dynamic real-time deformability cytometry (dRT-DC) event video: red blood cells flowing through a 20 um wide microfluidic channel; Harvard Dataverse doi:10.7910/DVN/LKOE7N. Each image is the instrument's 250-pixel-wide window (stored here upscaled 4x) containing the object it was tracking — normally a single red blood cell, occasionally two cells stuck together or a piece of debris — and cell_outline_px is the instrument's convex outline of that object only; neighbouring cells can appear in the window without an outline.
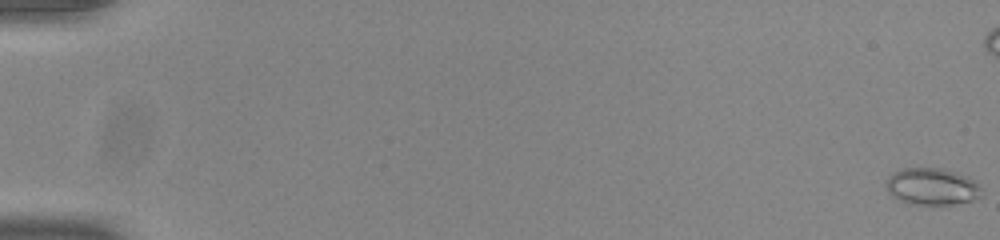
{"species": "common noctule bat (a hibernating species)", "species_latin": "Nyctalus noctula", "temperature_condition": "room temperature", "stored_images_in_passage": 56, "camera_frame_rate_fps": 3000, "um_per_image_px": 0.085, "animal": {"sex": "male", "body_mass_g": 20.0, "forearm_length_mm": 53.3}, "frame": {"image": 1, "passage_image": 1, "time_ms": 0.0, "image_size_px": [1000, 240], "cell_outline_px": [[980, 196], [972, 200], [952, 204], [908, 204], [892, 196], [888, 192], [884, 184], [888, 176], [892, 172], [904, 168], [940, 168], [956, 172], [968, 176], [980, 188]], "centroid_in_image_um": [79.14, 15.85], "position_along_channel_um": 5.9, "area_um2": 20.46}}
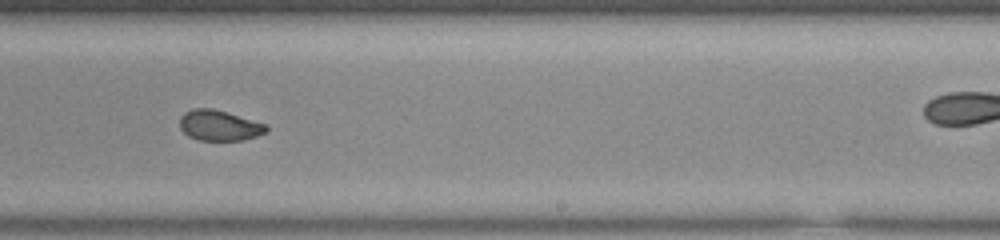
{"frame": {"image": 2, "passage_image": 36, "time_ms": 11.667, "image_size_px": [1000, 240], "cell_outline_px": [[268, 132], [244, 140], [196, 140], [188, 136], [180, 128], [180, 116], [184, 112], [192, 108], [212, 108], [228, 112], [268, 124]], "centroid_in_image_um": [18.65, 10.65], "position_along_channel_um": 270.3, "area_um2": 15.66}}
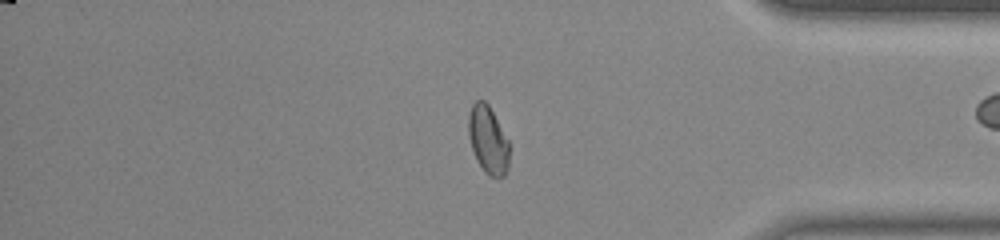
{"frame": {"image": 3, "passage_image": 47, "time_ms": 15.333, "image_size_px": [1000, 240], "cell_outline_px": [[508, 168], [504, 176], [492, 176], [484, 172], [476, 160], [468, 136], [468, 116], [472, 104], [476, 100], [484, 100], [488, 104], [508, 140]], "centroid_in_image_um": [41.46, 11.87], "position_along_channel_um": 393.7, "area_um2": 15.95}, "authors_computed_cell_mechanics": {"area_um2": 16.5597, "velocity_mm_per_s": 3.8799, "shape_relaxation_time_tau1_ms": null, "shape_relaxation_time_tau2_ms": 0.8154, "deformation_change_tau1": null, "deformation_change_tau2": 0.0431}}